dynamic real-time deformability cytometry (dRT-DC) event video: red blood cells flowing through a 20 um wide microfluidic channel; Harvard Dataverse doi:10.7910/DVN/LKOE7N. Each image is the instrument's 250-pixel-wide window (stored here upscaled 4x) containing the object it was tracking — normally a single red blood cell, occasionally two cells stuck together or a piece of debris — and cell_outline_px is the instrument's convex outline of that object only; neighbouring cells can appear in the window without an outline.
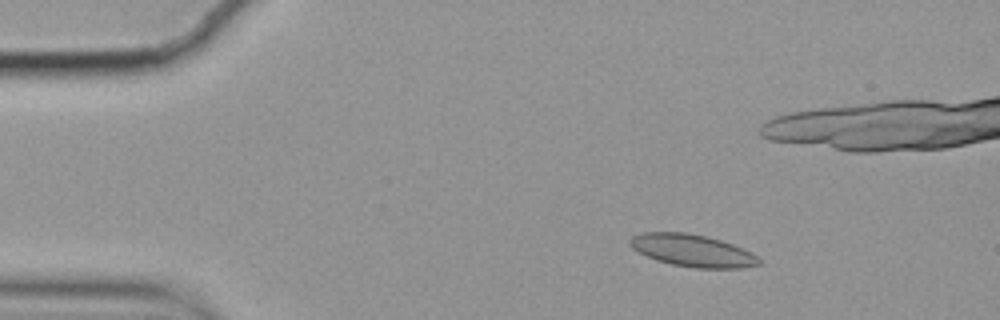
{"species": "common noctule bat (a hibernating species)", "species_latin": "Nyctalus noctula", "temperature_condition": "cold", "stored_images_in_passage": 58, "camera_frame_rate_fps": 3000, "um_per_image_px": 0.085, "animal": {"sex": "female", "body_mass_g": 19.9}, "frame": {"image": 1, "passage_image": 9, "time_ms": 2.667, "image_size_px": [1000, 320], "cell_outline_px": [[764, 264], [740, 268], [696, 268], [672, 264], [656, 260], [632, 248], [628, 244], [628, 240], [632, 236], [640, 232], [684, 232], [704, 236], [720, 240], [732, 244], [752, 252]], "centroid_in_image_um": [58.85, 21.29], "position_along_channel_um": 26.2, "area_um2": 24.22}}
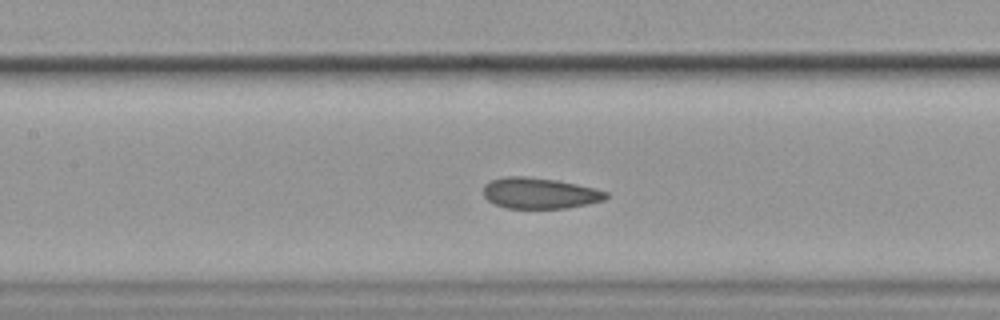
{"frame": {"image": 2, "passage_image": 26, "time_ms": 8.333, "image_size_px": [1000, 320], "cell_outline_px": [[608, 196], [604, 200], [588, 204], [564, 208], [504, 208], [488, 200], [484, 196], [484, 184], [492, 180], [504, 176], [524, 176], [556, 180], [596, 188], [608, 192]], "centroid_in_image_um": [45.88, 16.42], "position_along_channel_um": 161.5, "area_um2": 22.08}}
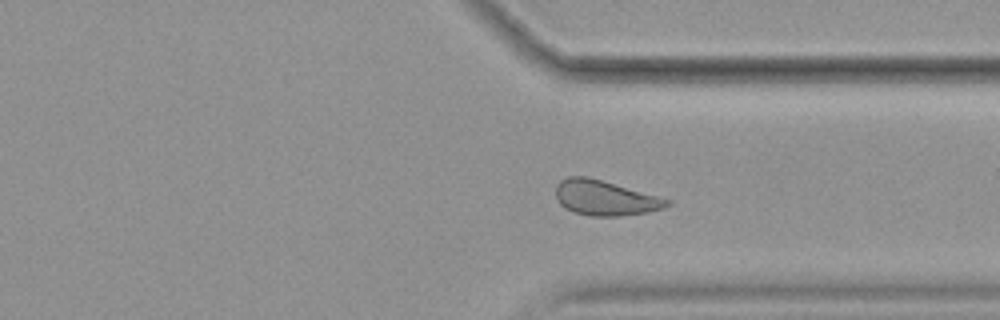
{"frame": {"image": 3, "passage_image": 43, "time_ms": 14.0, "image_size_px": [1000, 320], "cell_outline_px": [[672, 204], [664, 208], [648, 212], [620, 216], [588, 216], [572, 212], [564, 208], [556, 200], [556, 184], [560, 180], [568, 176], [588, 176], [672, 200]], "centroid_in_image_um": [51.41, 16.83], "position_along_channel_um": 360.0, "area_um2": 23.0}, "authors_computed_cell_mechanics": {"area_um2": 23.2934, "velocity_mm_per_s": 3.4967, "shape_relaxation_time_tau1_ms": 5.1455, "shape_relaxation_time_tau2_ms": 1.9982, "deformation_change_tau1": 0.1122, "deformation_change_tau2": 0.084}}